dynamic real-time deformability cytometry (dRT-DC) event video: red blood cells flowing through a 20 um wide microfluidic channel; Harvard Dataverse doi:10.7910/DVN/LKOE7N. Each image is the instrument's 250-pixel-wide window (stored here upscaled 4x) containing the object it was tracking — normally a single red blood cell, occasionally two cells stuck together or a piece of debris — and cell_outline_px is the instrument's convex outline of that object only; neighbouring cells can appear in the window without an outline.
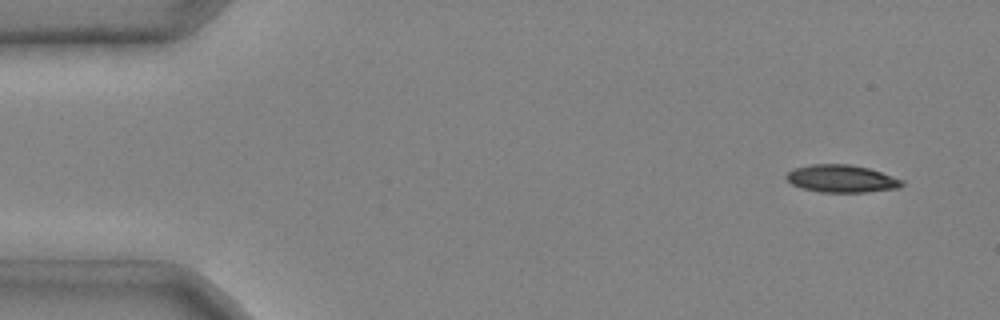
{"species": "common noctule bat (a hibernating species)", "species_latin": "Nyctalus noctula", "temperature_condition": "cold", "stored_images_in_passage": 3, "camera_frame_rate_fps": 3000, "um_per_image_px": 0.085, "animal": {"sex": "male", "body_mass_g": 20.4}, "frame": {"image": 1, "passage_image": 1, "time_ms": 0.0, "image_size_px": [1000, 320], "cell_outline_px": [[904, 184], [900, 188], [864, 192], [820, 192], [800, 188], [792, 184], [784, 176], [792, 168], [812, 164], [848, 164], [868, 168], [904, 180]], "centroid_in_image_um": [71.51, 15.19], "position_along_channel_um": 13.5, "area_um2": 18.61}}